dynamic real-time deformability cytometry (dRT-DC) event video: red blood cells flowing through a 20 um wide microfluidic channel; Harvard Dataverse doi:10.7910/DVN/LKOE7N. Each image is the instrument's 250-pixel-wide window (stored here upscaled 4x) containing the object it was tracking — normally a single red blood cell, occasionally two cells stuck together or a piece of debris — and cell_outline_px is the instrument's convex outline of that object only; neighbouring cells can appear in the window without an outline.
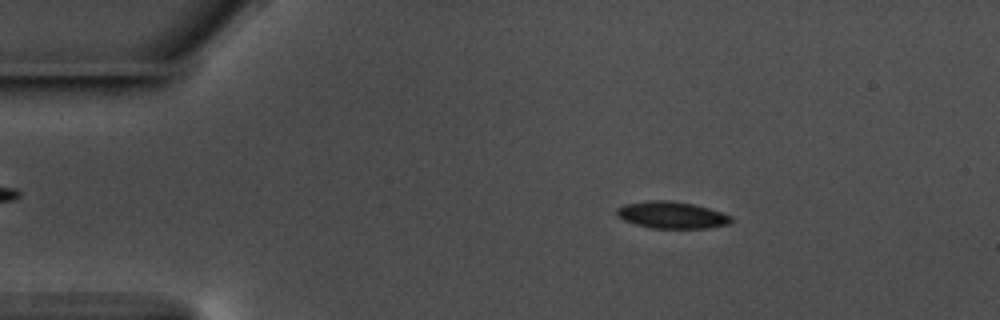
{"species": "common noctule bat (a hibernating species)", "species_latin": "Nyctalus noctula", "temperature_condition": "warm", "stored_images_in_passage": 57, "camera_frame_rate_fps": 3000, "um_per_image_px": 0.085, "animal": {"sex": "male", "body_mass_g": 17.5, "forearm_length_mm": 52.3}, "frame": {"image": 1, "passage_image": 10, "time_ms": 3.0, "image_size_px": [1000, 320], "cell_outline_px": [[732, 220], [728, 224], [708, 228], [652, 228], [636, 224], [624, 220], [616, 216], [616, 208], [624, 204], [652, 200], [668, 200], [692, 204], [708, 208], [732, 216]], "centroid_in_image_um": [57.07, 18.27], "position_along_channel_um": 27.9, "area_um2": 17.8}}
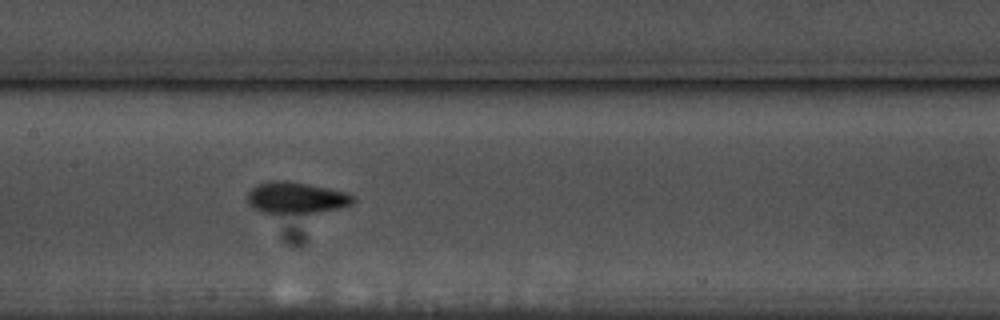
{"frame": {"image": 2, "passage_image": 28, "time_ms": 9.0, "image_size_px": [1000, 320], "cell_outline_px": [[356, 200], [352, 204], [336, 208], [316, 212], [264, 212], [256, 208], [248, 200], [248, 192], [256, 184], [272, 180], [284, 180], [328, 188], [344, 192], [352, 196]], "centroid_in_image_um": [25.17, 16.78], "position_along_channel_um": 182.2, "area_um2": 18.67}}
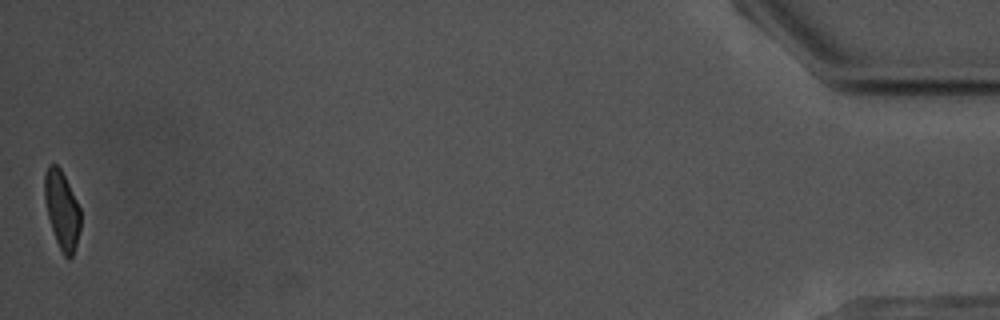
{"frame": {"image": 3, "passage_image": 57, "time_ms": 18.667, "image_size_px": [1000, 320], "cell_outline_px": [[80, 228], [76, 244], [72, 256], [68, 260], [64, 256], [56, 240], [48, 216], [44, 196], [44, 172], [48, 164], [56, 164], [60, 168], [80, 208]], "centroid_in_image_um": [5.25, 17.82], "position_along_channel_um": 430.0, "area_um2": 16.13}, "authors_computed_cell_mechanics": {"area_um2": 17.8024, "velocity_mm_per_s": 3.5789, "shape_relaxation_time_tau1_ms": 4.2307, "shape_relaxation_time_tau2_ms": 2.1884, "deformation_change_tau1": 0.1171, "deformation_change_tau2": 0.0789}}